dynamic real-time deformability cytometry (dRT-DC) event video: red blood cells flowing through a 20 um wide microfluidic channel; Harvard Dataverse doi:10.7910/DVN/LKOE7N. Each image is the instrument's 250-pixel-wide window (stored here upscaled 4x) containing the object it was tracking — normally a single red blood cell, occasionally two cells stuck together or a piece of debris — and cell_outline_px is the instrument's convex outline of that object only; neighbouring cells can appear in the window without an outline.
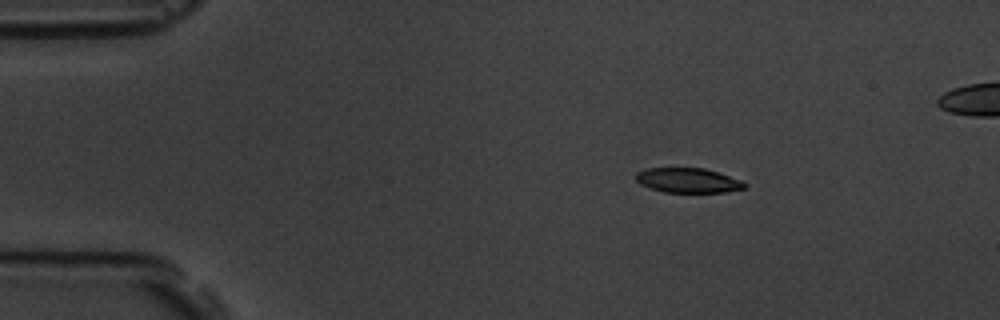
{"species": "common noctule bat (a hibernating species)", "species_latin": "Nyctalus noctula", "temperature_condition": "room temperature", "stored_images_in_passage": 6, "camera_frame_rate_fps": 3000, "um_per_image_px": 0.085, "animal": {"sex": "male", "body_mass_g": 19.5, "forearm_length_mm": 54.6}, "frame": {"image": 1, "passage_image": 3, "time_ms": 2.333, "image_size_px": [1000, 320], "cell_outline_px": [[748, 184], [744, 188], [724, 192], [664, 192], [640, 184], [636, 180], [636, 172], [648, 168], [704, 168], [740, 180]], "centroid_in_image_um": [58.46, 15.33], "position_along_channel_um": 26.5, "area_um2": 15.43}}